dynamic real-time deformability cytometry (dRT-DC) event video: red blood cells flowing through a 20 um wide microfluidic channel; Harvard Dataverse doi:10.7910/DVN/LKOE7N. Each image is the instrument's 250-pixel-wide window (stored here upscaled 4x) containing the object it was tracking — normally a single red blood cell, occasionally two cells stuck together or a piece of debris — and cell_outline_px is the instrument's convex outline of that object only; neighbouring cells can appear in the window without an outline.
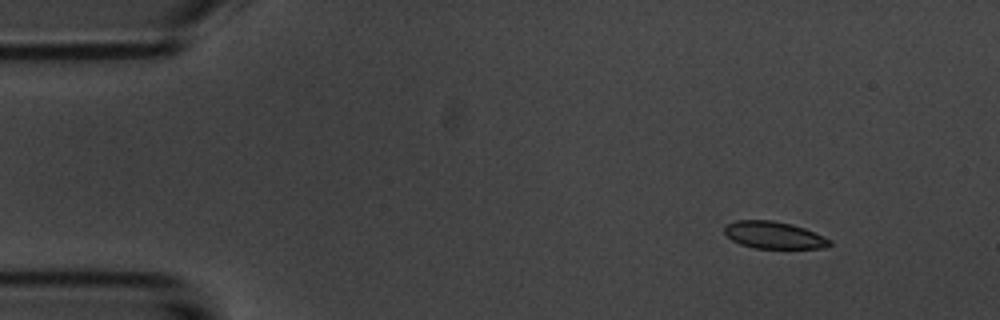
{"species": "common noctule bat (a hibernating species)", "species_latin": "Nyctalus noctula", "temperature_condition": "room temperature", "stored_images_in_passage": 7, "camera_frame_rate_fps": 3000, "um_per_image_px": 0.085, "animal": {"sex": "male", "body_mass_g": 20.1, "forearm_length_mm": 53.5}, "frame": {"image": 1, "passage_image": 1, "time_ms": 0.0, "image_size_px": [1000, 320], "cell_outline_px": [[832, 244], [820, 248], [756, 248], [740, 244], [732, 240], [724, 232], [724, 224], [736, 220], [772, 220], [792, 224], [804, 228], [824, 236], [832, 240]], "centroid_in_image_um": [65.76, 19.97], "position_along_channel_um": 19.2, "area_um2": 16.65}}
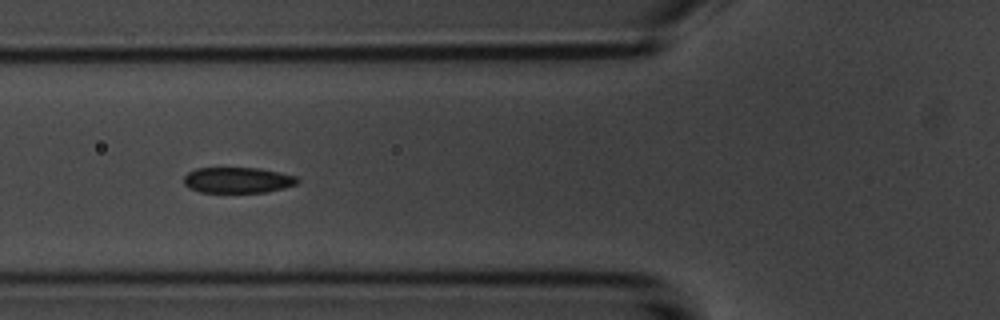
{"frame": {"image": 2, "passage_image": 5, "time_ms": 4.667, "image_size_px": [1000, 320], "cell_outline_px": [[300, 180], [296, 184], [284, 188], [268, 192], [200, 192], [188, 188], [184, 184], [184, 176], [188, 172], [196, 168], [260, 168], [296, 176]], "centroid_in_image_um": [20.19, 15.31], "position_along_channel_um": 105.6, "area_um2": 17.11}}
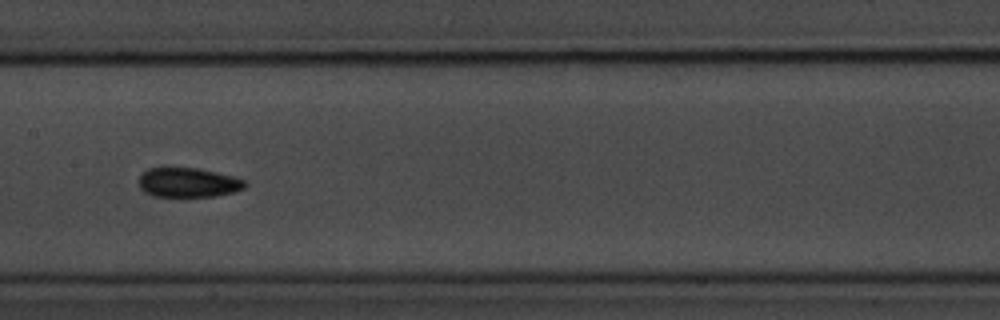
{"frame": {"image": 3, "passage_image": 7, "time_ms": 7.0, "image_size_px": [1000, 320], "cell_outline_px": [[248, 184], [244, 188], [236, 192], [216, 196], [152, 196], [144, 192], [140, 188], [140, 176], [148, 168], [164, 164], [168, 164], [196, 168], [216, 172], [248, 180]], "centroid_in_image_um": [15.99, 15.47], "position_along_channel_um": 191.4, "area_um2": 19.02}}